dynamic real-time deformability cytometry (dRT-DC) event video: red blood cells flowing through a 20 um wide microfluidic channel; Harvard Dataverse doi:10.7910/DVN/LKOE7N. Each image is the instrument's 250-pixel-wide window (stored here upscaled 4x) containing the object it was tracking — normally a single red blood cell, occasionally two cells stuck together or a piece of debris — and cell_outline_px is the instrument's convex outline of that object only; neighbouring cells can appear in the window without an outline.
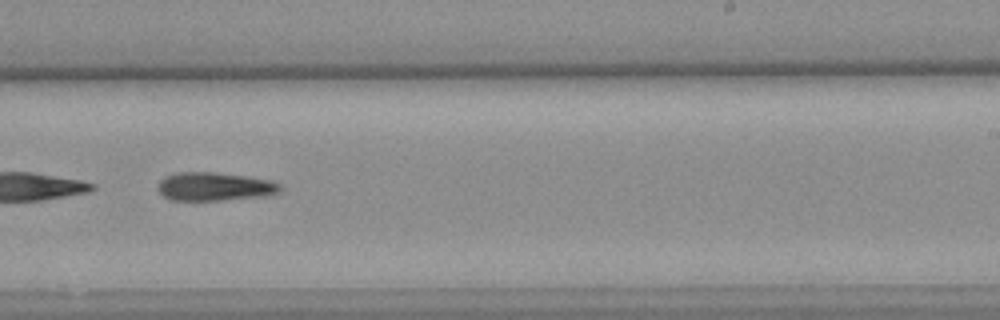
{"species": "common noctule bat (a hibernating species)", "species_latin": "Nyctalus noctula", "temperature_condition": "warm", "stored_images_in_passage": 31, "camera_frame_rate_fps": 3000, "um_per_image_px": 0.085, "animal": {"sex": "female", "body_mass_g": 25.1}, "frame": {"image": 1, "passage_image": 18, "time_ms": 5.667, "image_size_px": [1000, 320], "cell_outline_px": [[284, 188], [280, 192], [268, 196], [224, 200], [172, 200], [164, 196], [156, 188], [160, 180], [164, 176], [176, 172], [212, 172], [244, 176], [272, 180], [280, 184]], "centroid_in_image_um": [18.27, 15.86], "position_along_channel_um": 270.7, "area_um2": 20.52}, "authors_computed_cell_mechanics": {"area_um2": 20.2878, "velocity_mm_per_s": 3.6302, "shape_relaxation_time_tau1_ms": 6.3616, "shape_relaxation_time_tau2_ms": null, "deformation_change_tau1": 0.1462, "deformation_change_tau2": null}}